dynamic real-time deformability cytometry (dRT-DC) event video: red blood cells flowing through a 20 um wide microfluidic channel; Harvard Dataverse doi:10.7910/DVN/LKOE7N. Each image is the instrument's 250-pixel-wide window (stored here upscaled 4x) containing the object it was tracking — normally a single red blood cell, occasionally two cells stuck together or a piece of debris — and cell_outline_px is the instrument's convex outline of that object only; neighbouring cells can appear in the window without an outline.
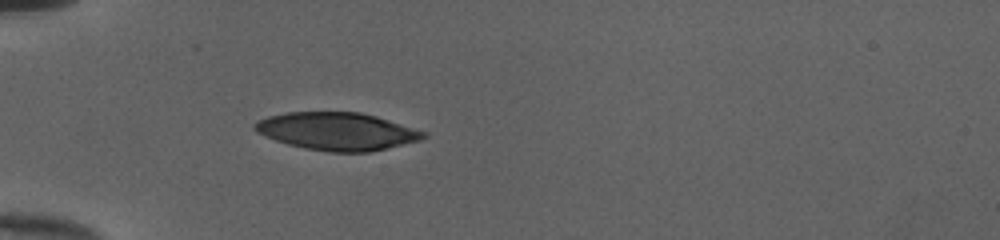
{"species": "human", "species_latin": "Homo sapiens", "temperature_condition": "cold", "stored_images_in_passage": 36, "camera_frame_rate_fps": 3000, "um_per_image_px": 0.085, "donor": {"sex": "female"}, "frame": {"image": 1, "passage_image": 1, "time_ms": 0.0, "image_size_px": [1000, 240], "cell_outline_px": [[428, 136], [420, 140], [372, 152], [328, 152], [304, 148], [288, 144], [276, 140], [256, 132], [252, 128], [252, 124], [268, 116], [288, 112], [360, 112], [376, 116], [428, 132]], "centroid_in_image_um": [28.67, 11.16], "position_along_channel_um": 56.3, "area_um2": 37.17}}
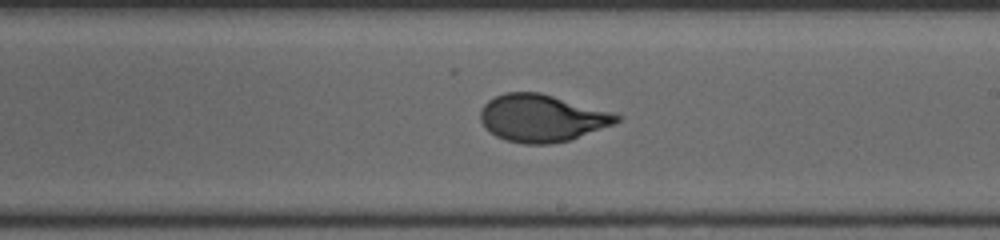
{"frame": {"image": 2, "passage_image": 16, "time_ms": 5.0, "image_size_px": [1000, 240], "cell_outline_px": [[624, 116], [620, 120], [612, 124], [568, 140], [552, 144], [524, 144], [504, 140], [496, 136], [484, 128], [480, 120], [480, 112], [484, 104], [488, 100], [504, 92], [540, 92]], "centroid_in_image_um": [45.99, 10.04], "position_along_channel_um": 243.0, "area_um2": 37.28}}
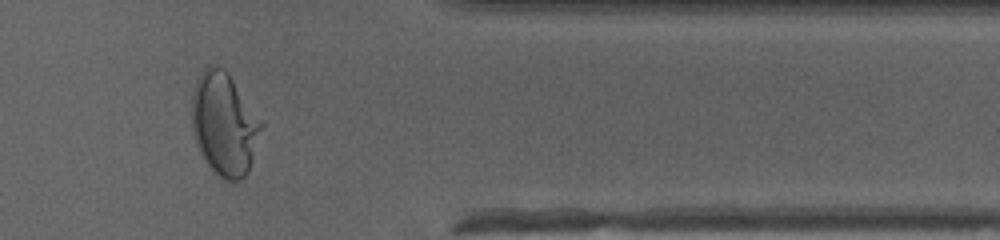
{"frame": {"image": 3, "passage_image": 28, "time_ms": 9.0, "image_size_px": [1000, 240], "cell_outline_px": [[264, 124], [248, 172], [240, 180], [220, 180], [208, 164], [200, 152], [196, 144], [192, 132], [192, 92], [196, 80], [200, 72], [208, 64], [224, 68], [228, 72]], "centroid_in_image_um": [19.05, 10.53], "position_along_channel_um": 392.4, "area_um2": 41.85}, "authors_computed_cell_mechanics": {"area_um2": 37.7434, "velocity_mm_per_s": 4.0318, "shape_relaxation_time_tau1_ms": 4.6694, "shape_relaxation_time_tau2_ms": null, "deformation_change_tau1": 0.2181, "deformation_change_tau2": null}}